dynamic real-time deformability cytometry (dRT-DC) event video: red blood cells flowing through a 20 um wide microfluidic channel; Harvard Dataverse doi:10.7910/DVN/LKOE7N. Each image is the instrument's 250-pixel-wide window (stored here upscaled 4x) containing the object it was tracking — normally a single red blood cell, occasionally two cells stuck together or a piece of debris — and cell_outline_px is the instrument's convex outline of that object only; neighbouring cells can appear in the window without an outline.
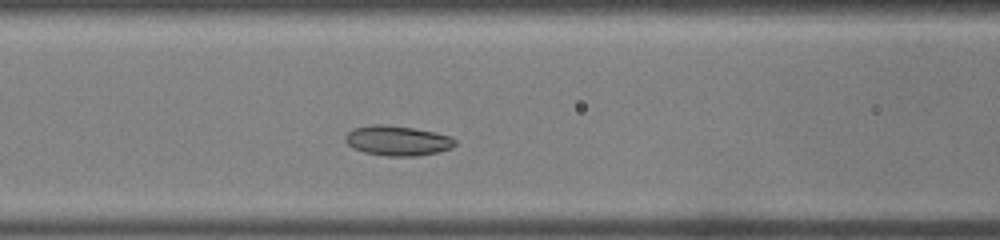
{"species": "common noctule bat (a hibernating species)", "species_latin": "Nyctalus noctula", "temperature_condition": "warm", "stored_images_in_passage": 25, "camera_frame_rate_fps": 3000, "um_per_image_px": 0.085, "animal": {"sex": "male", "body_mass_g": 19.0, "forearm_length_mm": 50.8}, "frame": {"image": 1, "passage_image": 8, "time_ms": 2.333, "image_size_px": [1000, 240], "cell_outline_px": [[456, 144], [452, 148], [436, 152], [416, 156], [388, 156], [364, 152], [348, 144], [344, 140], [344, 136], [352, 128], [372, 124], [380, 124], [412, 128], [452, 136], [456, 140]], "centroid_in_image_um": [33.78, 11.95], "position_along_channel_um": 132.8, "area_um2": 19.02}}
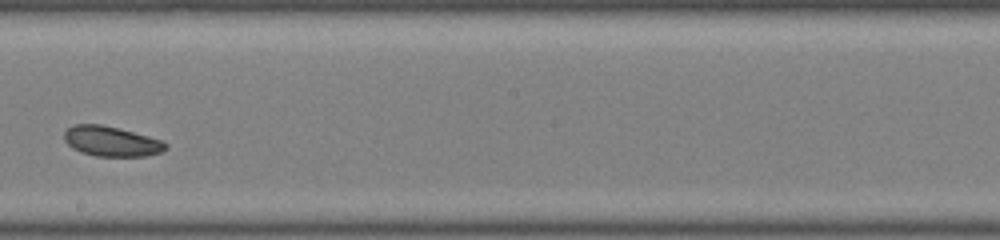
{"frame": {"image": 2, "passage_image": 14, "time_ms": 4.333, "image_size_px": [1000, 240], "cell_outline_px": [[168, 148], [160, 152], [144, 156], [96, 156], [80, 152], [72, 148], [64, 140], [64, 132], [72, 124], [100, 124], [120, 128], [164, 140], [168, 144]], "centroid_in_image_um": [9.47, 12.0], "position_along_channel_um": 238.7, "area_um2": 17.98}}
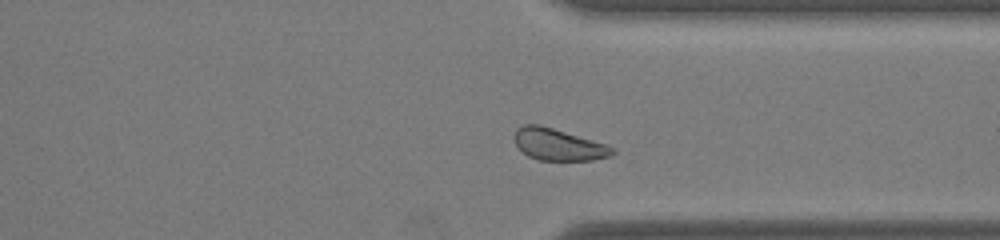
{"frame": {"image": 3, "passage_image": 21, "time_ms": 6.667, "image_size_px": [1000, 240], "cell_outline_px": [[616, 152], [612, 156], [592, 160], [536, 160], [528, 156], [516, 144], [516, 128], [524, 124], [540, 124], [592, 140], [604, 144], [612, 148]], "centroid_in_image_um": [47.46, 12.29], "position_along_channel_um": 363.9, "area_um2": 17.86}}